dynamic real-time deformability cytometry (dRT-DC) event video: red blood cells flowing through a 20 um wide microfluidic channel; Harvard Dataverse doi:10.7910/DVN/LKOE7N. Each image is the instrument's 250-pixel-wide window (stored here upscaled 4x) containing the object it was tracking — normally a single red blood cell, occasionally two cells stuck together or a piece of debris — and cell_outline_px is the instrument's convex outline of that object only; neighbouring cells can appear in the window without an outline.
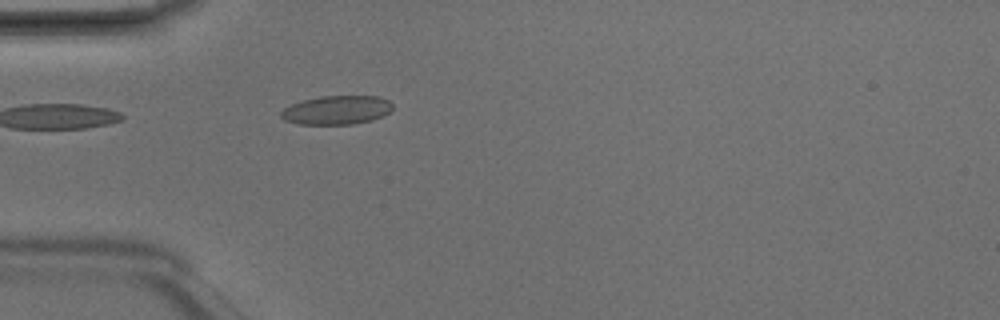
{"species": "Egyptian fruit bat (a non-hibernating species)", "species_latin": "Rousettus aegyptiacus", "temperature_condition": "room temperature", "stored_images_in_passage": 4, "camera_frame_rate_fps": 3000, "um_per_image_px": 0.085, "animal": {"sex": "male"}, "frame": {"image": 1, "passage_image": 4, "time_ms": 1.0, "image_size_px": [1000, 320], "cell_outline_px": [[392, 108], [384, 116], [372, 120], [352, 124], [300, 124], [284, 120], [280, 116], [280, 112], [284, 108], [292, 104], [304, 100], [320, 96], [376, 96], [388, 100], [392, 104]], "centroid_in_image_um": [28.61, 9.36], "position_along_channel_um": 56.4, "area_um2": 18.67}}